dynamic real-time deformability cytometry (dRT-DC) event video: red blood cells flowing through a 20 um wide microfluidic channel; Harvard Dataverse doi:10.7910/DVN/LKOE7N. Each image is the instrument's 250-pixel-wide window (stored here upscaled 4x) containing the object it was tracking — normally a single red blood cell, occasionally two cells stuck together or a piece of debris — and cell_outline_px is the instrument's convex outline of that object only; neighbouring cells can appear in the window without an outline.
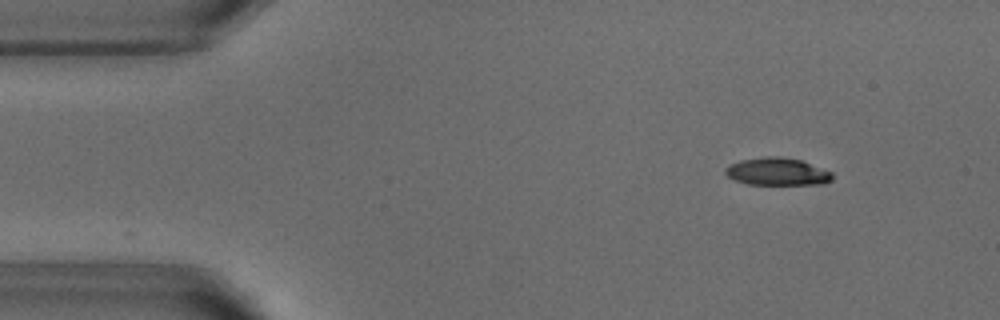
{"species": "common noctule bat (a hibernating species)", "species_latin": "Nyctalus noctula", "temperature_condition": "warm", "stored_images_in_passage": 6, "camera_frame_rate_fps": 3000, "um_per_image_px": 0.085, "animal": {"sex": "male", "body_mass_g": 18.8}, "frame": {"image": 1, "passage_image": 2, "time_ms": 0.333, "image_size_px": [1000, 320], "cell_outline_px": [[832, 180], [824, 184], [748, 184], [736, 180], [728, 176], [724, 172], [724, 168], [728, 164], [740, 160], [764, 156], [776, 156], [800, 160], [832, 172]], "centroid_in_image_um": [66.03, 14.58], "position_along_channel_um": 19.0, "area_um2": 17.11}}